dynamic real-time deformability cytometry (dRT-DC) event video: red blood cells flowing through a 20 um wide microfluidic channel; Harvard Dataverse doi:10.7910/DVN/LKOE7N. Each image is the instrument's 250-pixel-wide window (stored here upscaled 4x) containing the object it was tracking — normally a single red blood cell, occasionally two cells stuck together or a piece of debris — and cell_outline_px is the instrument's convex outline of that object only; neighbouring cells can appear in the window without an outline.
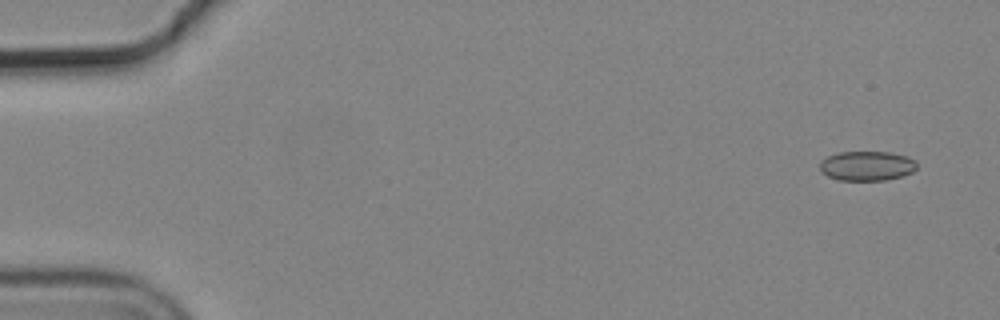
{"species": "common noctule bat (a hibernating species)", "species_latin": "Nyctalus noctula", "temperature_condition": "cold", "stored_images_in_passage": 5, "camera_frame_rate_fps": 3000, "um_per_image_px": 0.085, "animal": {"sex": "male", "body_mass_g": 19.2, "forearm_length_mm": 51.8}, "frame": {"image": 1, "passage_image": 1, "time_ms": 0.0, "image_size_px": [1000, 320], "cell_outline_px": [[916, 168], [912, 172], [904, 176], [884, 180], [840, 180], [828, 176], [820, 172], [820, 164], [828, 156], [840, 152], [888, 152], [908, 156], [916, 160]], "centroid_in_image_um": [73.72, 14.1], "position_along_channel_um": 11.3, "area_um2": 16.7}}